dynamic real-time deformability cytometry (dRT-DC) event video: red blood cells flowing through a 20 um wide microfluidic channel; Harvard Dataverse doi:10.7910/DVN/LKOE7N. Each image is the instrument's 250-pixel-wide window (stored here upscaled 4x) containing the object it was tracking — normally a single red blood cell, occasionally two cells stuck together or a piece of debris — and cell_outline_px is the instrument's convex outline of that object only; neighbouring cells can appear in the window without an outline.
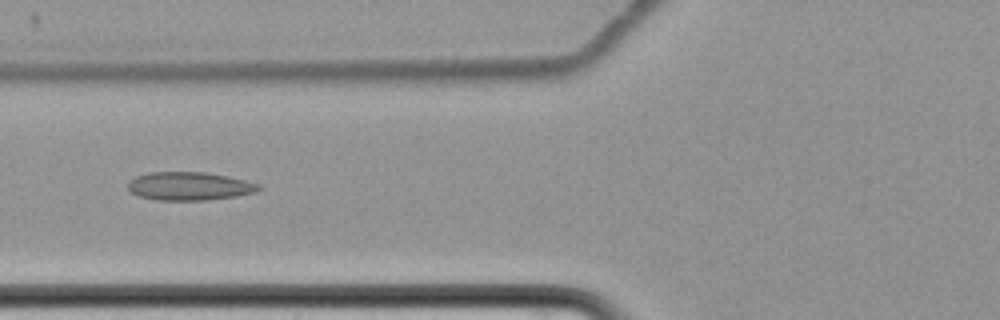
{"species": "common noctule bat (a hibernating species)", "species_latin": "Nyctalus noctula", "temperature_condition": "cold", "stored_images_in_passage": 16, "camera_frame_rate_fps": 3000, "um_per_image_px": 0.085, "animal": {"sex": "female", "body_mass_g": 22.7, "forearm_length_mm": 54.2}, "frame": {"image": 1, "passage_image": 7, "time_ms": 9.0, "image_size_px": [1000, 320], "cell_outline_px": [[260, 188], [256, 192], [236, 196], [208, 200], [156, 200], [140, 196], [132, 192], [128, 188], [128, 180], [136, 176], [148, 172], [204, 172], [228, 176], [260, 184]], "centroid_in_image_um": [16.08, 15.82], "position_along_channel_um": 109.7, "area_um2": 21.56}}
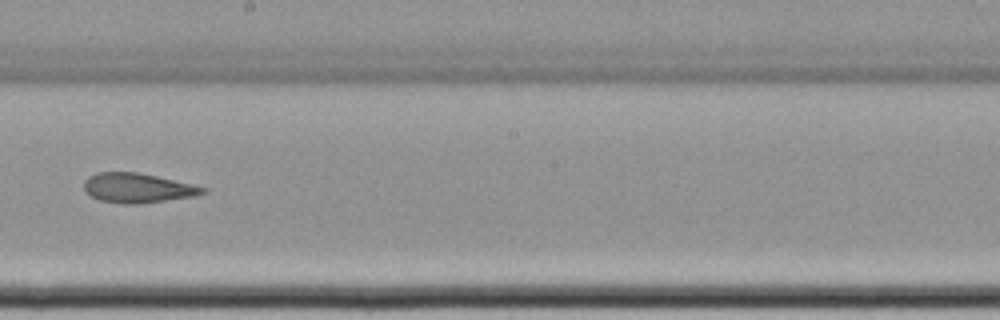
{"frame": {"image": 2, "passage_image": 10, "time_ms": 12.667, "image_size_px": [1000, 320], "cell_outline_px": [[204, 192], [196, 196], [136, 204], [124, 204], [100, 200], [84, 192], [84, 180], [88, 176], [96, 172], [136, 172], [156, 176], [204, 188]], "centroid_in_image_um": [11.59, 15.98], "position_along_channel_um": 236.6, "area_um2": 20.11}}
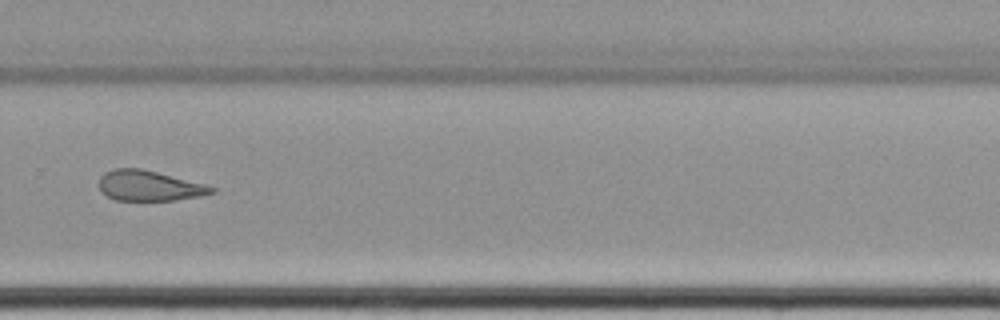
{"frame": {"image": 3, "passage_image": 12, "time_ms": 15.0, "image_size_px": [1000, 320], "cell_outline_px": [[216, 192], [200, 196], [176, 200], [116, 200], [100, 192], [100, 176], [104, 172], [116, 168], [140, 168], [204, 184], [216, 188]], "centroid_in_image_um": [12.67, 15.79], "position_along_channel_um": 317.1, "area_um2": 19.71}, "authors_computed_cell_mechanics": {"area_um2": 22.8021, "velocity_mm_per_s": 3.4673, "shape_relaxation_time_tau1_ms": null, "shape_relaxation_time_tau2_ms": 7.2424, "deformation_change_tau1": null, "deformation_change_tau2": 0.1239}}